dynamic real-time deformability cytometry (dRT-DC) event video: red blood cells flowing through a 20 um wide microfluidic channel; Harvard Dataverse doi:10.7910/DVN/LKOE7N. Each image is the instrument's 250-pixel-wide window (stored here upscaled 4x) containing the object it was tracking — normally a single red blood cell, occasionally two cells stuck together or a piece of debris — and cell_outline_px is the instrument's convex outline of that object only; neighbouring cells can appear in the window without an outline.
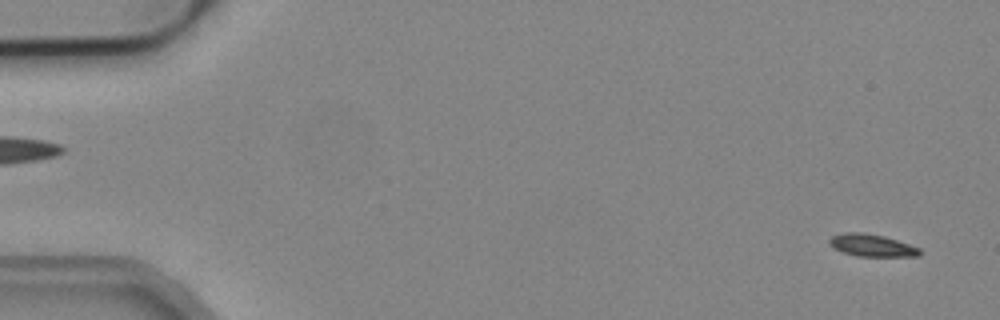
{"species": "common noctule bat (a hibernating species)", "species_latin": "Nyctalus noctula", "temperature_condition": "cold", "stored_images_in_passage": 5, "segment_of_instrument_passage": [2, 2], "camera_frame_rate_fps": 3000, "um_per_image_px": 0.085, "animal": {"sex": "male", "body_mass_g": 19.2, "forearm_length_mm": 51.8}, "frame": {"image": 1, "passage_image": 5, "time_ms": 1.333, "image_size_px": [1000, 320], "cell_outline_px": [[920, 256], [856, 256], [844, 252], [828, 244], [828, 240], [832, 236], [844, 232], [860, 232], [884, 236], [920, 248]], "centroid_in_image_um": [74.09, 20.85], "position_along_channel_um": 10.9, "area_um2": 11.56}}